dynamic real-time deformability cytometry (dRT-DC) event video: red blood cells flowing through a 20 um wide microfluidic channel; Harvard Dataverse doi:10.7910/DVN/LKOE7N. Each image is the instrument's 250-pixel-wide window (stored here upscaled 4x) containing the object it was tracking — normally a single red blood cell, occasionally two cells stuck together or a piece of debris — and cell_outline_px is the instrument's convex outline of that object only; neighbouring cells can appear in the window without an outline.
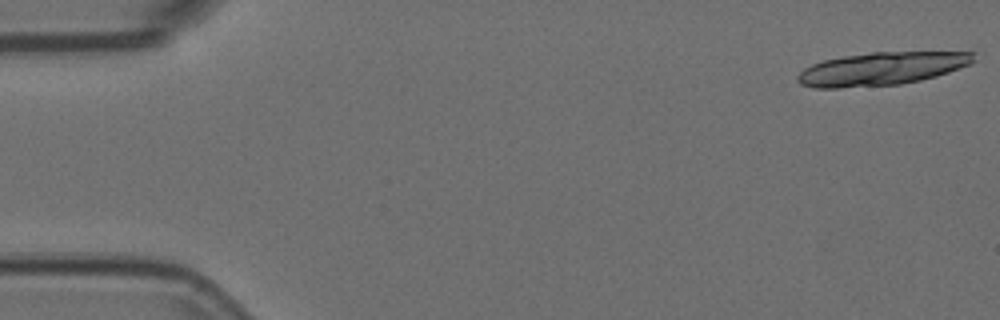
{"species": "Egyptian fruit bat (a non-hibernating species)", "species_latin": "Rousettus aegyptiacus", "temperature_condition": "room temperature", "stored_images_in_passage": 21, "segment_of_instrument_passage": [1, 2], "camera_frame_rate_fps": 3000, "um_per_image_px": 0.085, "animal": {"sex": "female"}, "frame": {"image": 1, "passage_image": 1, "time_ms": 0.0, "image_size_px": [1000, 320], "cell_outline_px": [[976, 52], [972, 64], [936, 76], [920, 80], [900, 84], [840, 88], [816, 88], [800, 84], [796, 80], [796, 76], [804, 68], [812, 64], [824, 60], [844, 56], [872, 52]], "centroid_in_image_um": [74.92, 5.84], "position_along_channel_um": 10.1, "area_um2": 33.87}}